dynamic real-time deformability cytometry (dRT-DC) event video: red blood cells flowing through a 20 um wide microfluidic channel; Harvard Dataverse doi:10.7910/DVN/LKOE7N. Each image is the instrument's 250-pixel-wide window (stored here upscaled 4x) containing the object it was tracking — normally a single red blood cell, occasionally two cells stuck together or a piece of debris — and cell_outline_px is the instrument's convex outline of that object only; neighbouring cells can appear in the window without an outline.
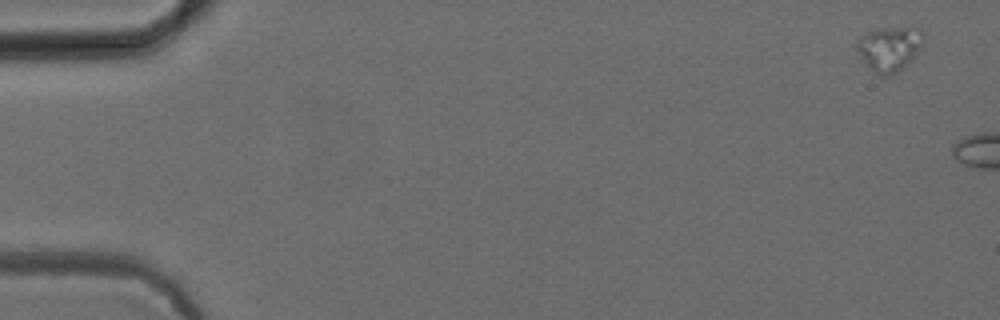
{"species": "common noctule bat (a hibernating species)", "species_latin": "Nyctalus noctula", "temperature_condition": "cold", "stored_images_in_passage": 3, "camera_frame_rate_fps": 3000, "um_per_image_px": 0.085, "animal": {"sex": "female", "body_mass_g": 24.6, "forearm_length_mm": 56.2}, "frame": {"image": 1, "passage_image": 1, "time_ms": 0.0, "image_size_px": [1000, 320], "cell_outline_px": [[924, 40], [912, 60], [904, 68], [888, 76], [880, 76], [864, 60], [856, 44], [856, 40], [860, 36], [868, 32], [880, 28], [920, 28], [924, 32]], "centroid_in_image_um": [75.65, 4.12], "position_along_channel_um": 9.4, "area_um2": 16.99}}